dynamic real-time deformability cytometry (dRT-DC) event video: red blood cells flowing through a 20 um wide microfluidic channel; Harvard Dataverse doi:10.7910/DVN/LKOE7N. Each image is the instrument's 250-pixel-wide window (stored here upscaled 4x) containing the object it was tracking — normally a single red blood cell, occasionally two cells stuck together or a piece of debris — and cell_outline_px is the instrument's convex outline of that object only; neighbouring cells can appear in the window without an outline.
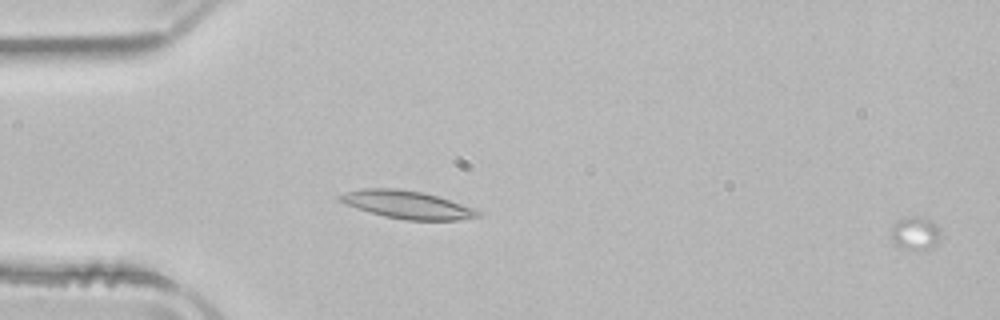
{"species": "common noctule bat (a hibernating species)", "species_latin": "Nyctalus noctula", "temperature_condition": "room temperature", "stored_images_in_passage": 3, "camera_frame_rate_fps": 3000, "um_per_image_px": 0.085, "animal": {"sex": "male", "body_mass_g": 21.5, "forearm_length_mm": 52.0}, "frame": {"image": 1, "passage_image": 3, "time_ms": 0.667, "image_size_px": [1000, 320], "cell_outline_px": [[940, 236], [936, 244], [928, 252], [920, 252], [904, 248], [896, 244], [892, 240], [892, 224], [896, 220], [904, 216], [920, 216], [932, 220], [940, 228]], "centroid_in_image_um": [77.83, 19.83], "position_along_channel_um": 7.2, "area_um2": 10.12}}